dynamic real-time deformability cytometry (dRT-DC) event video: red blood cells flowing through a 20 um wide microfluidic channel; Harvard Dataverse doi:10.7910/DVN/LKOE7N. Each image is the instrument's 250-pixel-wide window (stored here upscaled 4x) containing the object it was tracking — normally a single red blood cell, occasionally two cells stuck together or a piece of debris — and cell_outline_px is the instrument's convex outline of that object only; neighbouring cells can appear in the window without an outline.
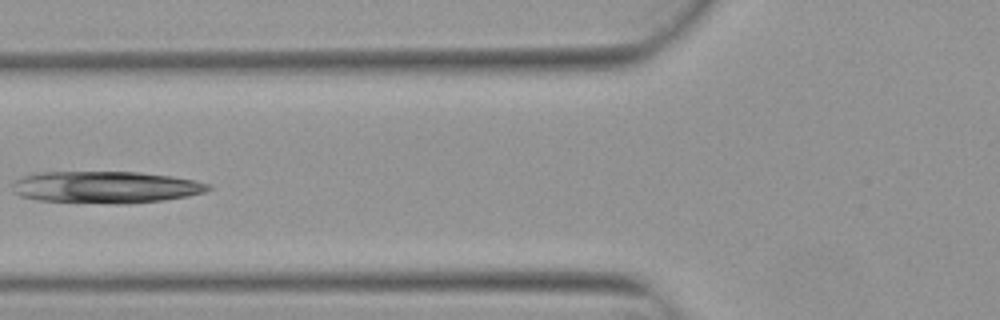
{"species": "Egyptian fruit bat (a non-hibernating species)", "species_latin": "Rousettus aegyptiacus", "temperature_condition": "warm", "stored_images_in_passage": 5, "camera_frame_rate_fps": 3000, "um_per_image_px": 0.085, "animal": {"sex": "female"}, "frame": {"image": 1, "passage_image": 5, "time_ms": 1.333, "image_size_px": [1000, 320], "cell_outline_px": [[212, 188], [204, 192], [188, 196], [164, 200], [124, 204], [112, 204], [36, 200], [20, 196], [12, 192], [12, 184], [20, 176], [36, 172], [140, 172], [172, 176], [196, 180], [212, 184]], "centroid_in_image_um": [8.97, 15.91], "position_along_channel_um": 116.8, "area_um2": 36.93}}